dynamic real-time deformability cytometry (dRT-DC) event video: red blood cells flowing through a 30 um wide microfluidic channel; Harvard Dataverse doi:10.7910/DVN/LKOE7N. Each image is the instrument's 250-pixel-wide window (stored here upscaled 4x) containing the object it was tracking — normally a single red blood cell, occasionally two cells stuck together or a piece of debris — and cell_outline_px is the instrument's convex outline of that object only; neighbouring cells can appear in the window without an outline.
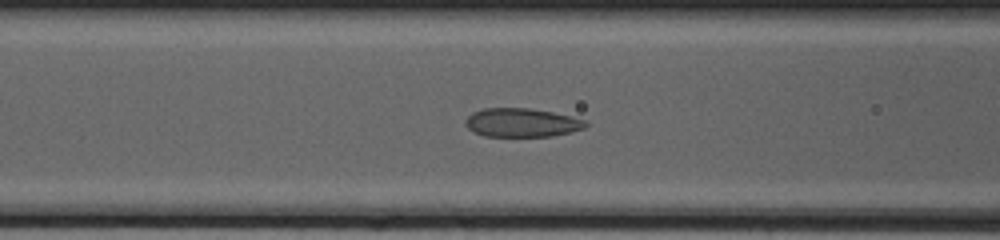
{"species": "common noctule bat (a hibernating species)", "species_latin": "Nyctalus noctula", "temperature_condition": "cold", "stored_images_in_passage": 13, "camera_frame_rate_fps": 3000, "um_per_image_px": 0.085, "animal": {"sex": "female", "body_mass_g": 20.0, "forearm_length_mm": 54.0}, "frame": {"image": 1, "passage_image": 8, "time_ms": 2.333, "image_size_px": [1000, 240], "cell_outline_px": [[588, 124], [584, 128], [572, 132], [552, 136], [484, 136], [468, 128], [464, 124], [464, 120], [472, 112], [484, 108], [528, 108], [552, 112], [588, 120]], "centroid_in_image_um": [44.36, 10.42], "position_along_channel_um": 122.2, "area_um2": 20.17}}
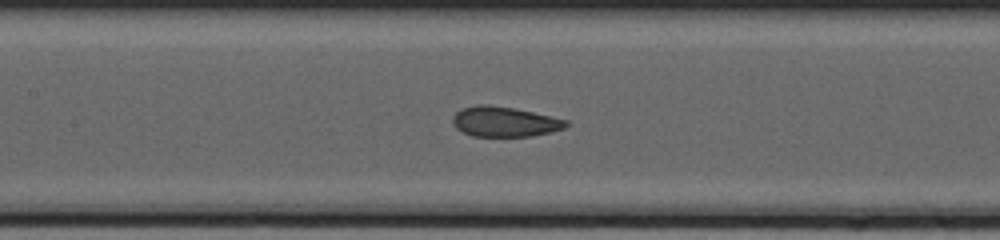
{"frame": {"image": 2, "passage_image": 11, "time_ms": 3.333, "image_size_px": [1000, 240], "cell_outline_px": [[568, 124], [564, 128], [532, 136], [472, 136], [456, 128], [452, 120], [452, 116], [460, 108], [480, 104], [488, 104], [512, 108], [532, 112], [568, 120]], "centroid_in_image_um": [42.85, 10.34], "position_along_channel_um": 164.6, "area_um2": 19.71}}